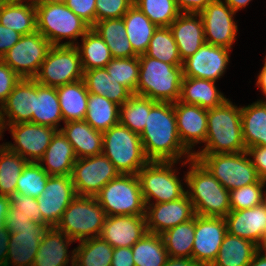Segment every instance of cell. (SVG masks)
Instances as JSON below:
<instances>
[{
	"instance_id": "40",
	"label": "cell",
	"mask_w": 266,
	"mask_h": 266,
	"mask_svg": "<svg viewBox=\"0 0 266 266\" xmlns=\"http://www.w3.org/2000/svg\"><path fill=\"white\" fill-rule=\"evenodd\" d=\"M169 257L192 258L195 217L161 234Z\"/></svg>"
},
{
	"instance_id": "10",
	"label": "cell",
	"mask_w": 266,
	"mask_h": 266,
	"mask_svg": "<svg viewBox=\"0 0 266 266\" xmlns=\"http://www.w3.org/2000/svg\"><path fill=\"white\" fill-rule=\"evenodd\" d=\"M106 216H145V203L137 175L120 174L95 196Z\"/></svg>"
},
{
	"instance_id": "23",
	"label": "cell",
	"mask_w": 266,
	"mask_h": 266,
	"mask_svg": "<svg viewBox=\"0 0 266 266\" xmlns=\"http://www.w3.org/2000/svg\"><path fill=\"white\" fill-rule=\"evenodd\" d=\"M34 105L35 79H20L1 105V118L4 128L6 125L32 123Z\"/></svg>"
},
{
	"instance_id": "39",
	"label": "cell",
	"mask_w": 266,
	"mask_h": 266,
	"mask_svg": "<svg viewBox=\"0 0 266 266\" xmlns=\"http://www.w3.org/2000/svg\"><path fill=\"white\" fill-rule=\"evenodd\" d=\"M81 39L82 44L77 43L75 46L81 58L83 71L105 68L113 59L110 49L93 28Z\"/></svg>"
},
{
	"instance_id": "61",
	"label": "cell",
	"mask_w": 266,
	"mask_h": 266,
	"mask_svg": "<svg viewBox=\"0 0 266 266\" xmlns=\"http://www.w3.org/2000/svg\"><path fill=\"white\" fill-rule=\"evenodd\" d=\"M9 206H10V197L0 195V227H4Z\"/></svg>"
},
{
	"instance_id": "34",
	"label": "cell",
	"mask_w": 266,
	"mask_h": 266,
	"mask_svg": "<svg viewBox=\"0 0 266 266\" xmlns=\"http://www.w3.org/2000/svg\"><path fill=\"white\" fill-rule=\"evenodd\" d=\"M241 120L246 149L266 146V101L258 99L241 107Z\"/></svg>"
},
{
	"instance_id": "48",
	"label": "cell",
	"mask_w": 266,
	"mask_h": 266,
	"mask_svg": "<svg viewBox=\"0 0 266 266\" xmlns=\"http://www.w3.org/2000/svg\"><path fill=\"white\" fill-rule=\"evenodd\" d=\"M48 173L36 162H28L18 178L16 192L37 199L45 189Z\"/></svg>"
},
{
	"instance_id": "65",
	"label": "cell",
	"mask_w": 266,
	"mask_h": 266,
	"mask_svg": "<svg viewBox=\"0 0 266 266\" xmlns=\"http://www.w3.org/2000/svg\"><path fill=\"white\" fill-rule=\"evenodd\" d=\"M258 247H259V250L266 252V232H265L263 239H262V241Z\"/></svg>"
},
{
	"instance_id": "13",
	"label": "cell",
	"mask_w": 266,
	"mask_h": 266,
	"mask_svg": "<svg viewBox=\"0 0 266 266\" xmlns=\"http://www.w3.org/2000/svg\"><path fill=\"white\" fill-rule=\"evenodd\" d=\"M119 175L114 164L104 154H99L76 159L71 180L76 195L95 197L108 182Z\"/></svg>"
},
{
	"instance_id": "56",
	"label": "cell",
	"mask_w": 266,
	"mask_h": 266,
	"mask_svg": "<svg viewBox=\"0 0 266 266\" xmlns=\"http://www.w3.org/2000/svg\"><path fill=\"white\" fill-rule=\"evenodd\" d=\"M21 34L0 23V59L21 38Z\"/></svg>"
},
{
	"instance_id": "9",
	"label": "cell",
	"mask_w": 266,
	"mask_h": 266,
	"mask_svg": "<svg viewBox=\"0 0 266 266\" xmlns=\"http://www.w3.org/2000/svg\"><path fill=\"white\" fill-rule=\"evenodd\" d=\"M193 158L199 160L228 191L260 180L247 151L193 154Z\"/></svg>"
},
{
	"instance_id": "64",
	"label": "cell",
	"mask_w": 266,
	"mask_h": 266,
	"mask_svg": "<svg viewBox=\"0 0 266 266\" xmlns=\"http://www.w3.org/2000/svg\"><path fill=\"white\" fill-rule=\"evenodd\" d=\"M248 266H266V252L258 250Z\"/></svg>"
},
{
	"instance_id": "30",
	"label": "cell",
	"mask_w": 266,
	"mask_h": 266,
	"mask_svg": "<svg viewBox=\"0 0 266 266\" xmlns=\"http://www.w3.org/2000/svg\"><path fill=\"white\" fill-rule=\"evenodd\" d=\"M61 121H63V117L56 87L41 85L35 80V105L32 123L60 130Z\"/></svg>"
},
{
	"instance_id": "49",
	"label": "cell",
	"mask_w": 266,
	"mask_h": 266,
	"mask_svg": "<svg viewBox=\"0 0 266 266\" xmlns=\"http://www.w3.org/2000/svg\"><path fill=\"white\" fill-rule=\"evenodd\" d=\"M266 181L260 179L257 183L233 189L230 191V209L243 210L260 205L266 201Z\"/></svg>"
},
{
	"instance_id": "2",
	"label": "cell",
	"mask_w": 266,
	"mask_h": 266,
	"mask_svg": "<svg viewBox=\"0 0 266 266\" xmlns=\"http://www.w3.org/2000/svg\"><path fill=\"white\" fill-rule=\"evenodd\" d=\"M189 163L184 182L186 193L191 200L196 215L224 218L230 211V191H228L197 159L182 161Z\"/></svg>"
},
{
	"instance_id": "12",
	"label": "cell",
	"mask_w": 266,
	"mask_h": 266,
	"mask_svg": "<svg viewBox=\"0 0 266 266\" xmlns=\"http://www.w3.org/2000/svg\"><path fill=\"white\" fill-rule=\"evenodd\" d=\"M52 44L38 31L22 35L1 58L21 79H34Z\"/></svg>"
},
{
	"instance_id": "63",
	"label": "cell",
	"mask_w": 266,
	"mask_h": 266,
	"mask_svg": "<svg viewBox=\"0 0 266 266\" xmlns=\"http://www.w3.org/2000/svg\"><path fill=\"white\" fill-rule=\"evenodd\" d=\"M235 13L244 9L252 0H223Z\"/></svg>"
},
{
	"instance_id": "7",
	"label": "cell",
	"mask_w": 266,
	"mask_h": 266,
	"mask_svg": "<svg viewBox=\"0 0 266 266\" xmlns=\"http://www.w3.org/2000/svg\"><path fill=\"white\" fill-rule=\"evenodd\" d=\"M106 218L95 197L76 195L67 206L56 228L74 241L99 237Z\"/></svg>"
},
{
	"instance_id": "11",
	"label": "cell",
	"mask_w": 266,
	"mask_h": 266,
	"mask_svg": "<svg viewBox=\"0 0 266 266\" xmlns=\"http://www.w3.org/2000/svg\"><path fill=\"white\" fill-rule=\"evenodd\" d=\"M83 74L76 46L52 45L34 79L41 85L58 87L83 79Z\"/></svg>"
},
{
	"instance_id": "17",
	"label": "cell",
	"mask_w": 266,
	"mask_h": 266,
	"mask_svg": "<svg viewBox=\"0 0 266 266\" xmlns=\"http://www.w3.org/2000/svg\"><path fill=\"white\" fill-rule=\"evenodd\" d=\"M230 49L204 43L182 63L184 77L207 79L216 82L225 74Z\"/></svg>"
},
{
	"instance_id": "35",
	"label": "cell",
	"mask_w": 266,
	"mask_h": 266,
	"mask_svg": "<svg viewBox=\"0 0 266 266\" xmlns=\"http://www.w3.org/2000/svg\"><path fill=\"white\" fill-rule=\"evenodd\" d=\"M104 40L113 58H131L138 56L127 39L123 18L97 21L92 27Z\"/></svg>"
},
{
	"instance_id": "4",
	"label": "cell",
	"mask_w": 266,
	"mask_h": 266,
	"mask_svg": "<svg viewBox=\"0 0 266 266\" xmlns=\"http://www.w3.org/2000/svg\"><path fill=\"white\" fill-rule=\"evenodd\" d=\"M139 64L136 95L156 102L175 103L179 100L182 64H168L145 54L139 55Z\"/></svg>"
},
{
	"instance_id": "59",
	"label": "cell",
	"mask_w": 266,
	"mask_h": 266,
	"mask_svg": "<svg viewBox=\"0 0 266 266\" xmlns=\"http://www.w3.org/2000/svg\"><path fill=\"white\" fill-rule=\"evenodd\" d=\"M10 232L5 227H0V266H5L9 246Z\"/></svg>"
},
{
	"instance_id": "54",
	"label": "cell",
	"mask_w": 266,
	"mask_h": 266,
	"mask_svg": "<svg viewBox=\"0 0 266 266\" xmlns=\"http://www.w3.org/2000/svg\"><path fill=\"white\" fill-rule=\"evenodd\" d=\"M247 152L259 178L266 181V146L249 147Z\"/></svg>"
},
{
	"instance_id": "62",
	"label": "cell",
	"mask_w": 266,
	"mask_h": 266,
	"mask_svg": "<svg viewBox=\"0 0 266 266\" xmlns=\"http://www.w3.org/2000/svg\"><path fill=\"white\" fill-rule=\"evenodd\" d=\"M257 87H259L265 96L264 101H266V59L264 58V66H262L261 71L259 72V75L257 76Z\"/></svg>"
},
{
	"instance_id": "31",
	"label": "cell",
	"mask_w": 266,
	"mask_h": 266,
	"mask_svg": "<svg viewBox=\"0 0 266 266\" xmlns=\"http://www.w3.org/2000/svg\"><path fill=\"white\" fill-rule=\"evenodd\" d=\"M0 23L21 35L36 32L35 1L0 3Z\"/></svg>"
},
{
	"instance_id": "68",
	"label": "cell",
	"mask_w": 266,
	"mask_h": 266,
	"mask_svg": "<svg viewBox=\"0 0 266 266\" xmlns=\"http://www.w3.org/2000/svg\"><path fill=\"white\" fill-rule=\"evenodd\" d=\"M3 139L2 136H0V140ZM5 148V143L0 145V153Z\"/></svg>"
},
{
	"instance_id": "29",
	"label": "cell",
	"mask_w": 266,
	"mask_h": 266,
	"mask_svg": "<svg viewBox=\"0 0 266 266\" xmlns=\"http://www.w3.org/2000/svg\"><path fill=\"white\" fill-rule=\"evenodd\" d=\"M215 84L211 80L183 76L178 101L207 110L215 108L228 99Z\"/></svg>"
},
{
	"instance_id": "8",
	"label": "cell",
	"mask_w": 266,
	"mask_h": 266,
	"mask_svg": "<svg viewBox=\"0 0 266 266\" xmlns=\"http://www.w3.org/2000/svg\"><path fill=\"white\" fill-rule=\"evenodd\" d=\"M174 161H149L136 174L145 205L164 203L181 198L186 189L178 177ZM174 167V169H173ZM155 200L152 202L151 200Z\"/></svg>"
},
{
	"instance_id": "32",
	"label": "cell",
	"mask_w": 266,
	"mask_h": 266,
	"mask_svg": "<svg viewBox=\"0 0 266 266\" xmlns=\"http://www.w3.org/2000/svg\"><path fill=\"white\" fill-rule=\"evenodd\" d=\"M83 81L89 93L103 96L121 106L133 94L118 83L106 68H94L84 71Z\"/></svg>"
},
{
	"instance_id": "19",
	"label": "cell",
	"mask_w": 266,
	"mask_h": 266,
	"mask_svg": "<svg viewBox=\"0 0 266 266\" xmlns=\"http://www.w3.org/2000/svg\"><path fill=\"white\" fill-rule=\"evenodd\" d=\"M145 206L147 231L159 235L178 224L193 219L196 215L187 193L177 200Z\"/></svg>"
},
{
	"instance_id": "27",
	"label": "cell",
	"mask_w": 266,
	"mask_h": 266,
	"mask_svg": "<svg viewBox=\"0 0 266 266\" xmlns=\"http://www.w3.org/2000/svg\"><path fill=\"white\" fill-rule=\"evenodd\" d=\"M76 159L73 146L62 131L57 130L44 155L37 163L49 176H68L71 175Z\"/></svg>"
},
{
	"instance_id": "52",
	"label": "cell",
	"mask_w": 266,
	"mask_h": 266,
	"mask_svg": "<svg viewBox=\"0 0 266 266\" xmlns=\"http://www.w3.org/2000/svg\"><path fill=\"white\" fill-rule=\"evenodd\" d=\"M71 11L85 21L91 28L96 23V0H64Z\"/></svg>"
},
{
	"instance_id": "42",
	"label": "cell",
	"mask_w": 266,
	"mask_h": 266,
	"mask_svg": "<svg viewBox=\"0 0 266 266\" xmlns=\"http://www.w3.org/2000/svg\"><path fill=\"white\" fill-rule=\"evenodd\" d=\"M74 266H111L114 248L99 237L79 241Z\"/></svg>"
},
{
	"instance_id": "6",
	"label": "cell",
	"mask_w": 266,
	"mask_h": 266,
	"mask_svg": "<svg viewBox=\"0 0 266 266\" xmlns=\"http://www.w3.org/2000/svg\"><path fill=\"white\" fill-rule=\"evenodd\" d=\"M102 154L120 174L136 175L149 162L140 135L120 123L103 132Z\"/></svg>"
},
{
	"instance_id": "66",
	"label": "cell",
	"mask_w": 266,
	"mask_h": 266,
	"mask_svg": "<svg viewBox=\"0 0 266 266\" xmlns=\"http://www.w3.org/2000/svg\"><path fill=\"white\" fill-rule=\"evenodd\" d=\"M4 131H6L4 129L3 123H2V118H1V106H0V136H3Z\"/></svg>"
},
{
	"instance_id": "44",
	"label": "cell",
	"mask_w": 266,
	"mask_h": 266,
	"mask_svg": "<svg viewBox=\"0 0 266 266\" xmlns=\"http://www.w3.org/2000/svg\"><path fill=\"white\" fill-rule=\"evenodd\" d=\"M144 54L168 64L183 63L169 27H157Z\"/></svg>"
},
{
	"instance_id": "43",
	"label": "cell",
	"mask_w": 266,
	"mask_h": 266,
	"mask_svg": "<svg viewBox=\"0 0 266 266\" xmlns=\"http://www.w3.org/2000/svg\"><path fill=\"white\" fill-rule=\"evenodd\" d=\"M155 103L156 101L148 97L133 94L119 107V123L140 135Z\"/></svg>"
},
{
	"instance_id": "37",
	"label": "cell",
	"mask_w": 266,
	"mask_h": 266,
	"mask_svg": "<svg viewBox=\"0 0 266 266\" xmlns=\"http://www.w3.org/2000/svg\"><path fill=\"white\" fill-rule=\"evenodd\" d=\"M122 18L133 51L138 56L144 54L157 26L136 5H133Z\"/></svg>"
},
{
	"instance_id": "14",
	"label": "cell",
	"mask_w": 266,
	"mask_h": 266,
	"mask_svg": "<svg viewBox=\"0 0 266 266\" xmlns=\"http://www.w3.org/2000/svg\"><path fill=\"white\" fill-rule=\"evenodd\" d=\"M14 143L5 142V147L19 154L28 162H38L44 155L57 129L31 122L6 125Z\"/></svg>"
},
{
	"instance_id": "60",
	"label": "cell",
	"mask_w": 266,
	"mask_h": 266,
	"mask_svg": "<svg viewBox=\"0 0 266 266\" xmlns=\"http://www.w3.org/2000/svg\"><path fill=\"white\" fill-rule=\"evenodd\" d=\"M164 266H200L193 258L168 257Z\"/></svg>"
},
{
	"instance_id": "22",
	"label": "cell",
	"mask_w": 266,
	"mask_h": 266,
	"mask_svg": "<svg viewBox=\"0 0 266 266\" xmlns=\"http://www.w3.org/2000/svg\"><path fill=\"white\" fill-rule=\"evenodd\" d=\"M147 232L145 216H106L100 237L113 248H131Z\"/></svg>"
},
{
	"instance_id": "50",
	"label": "cell",
	"mask_w": 266,
	"mask_h": 266,
	"mask_svg": "<svg viewBox=\"0 0 266 266\" xmlns=\"http://www.w3.org/2000/svg\"><path fill=\"white\" fill-rule=\"evenodd\" d=\"M133 5L132 0H96V22L122 18Z\"/></svg>"
},
{
	"instance_id": "16",
	"label": "cell",
	"mask_w": 266,
	"mask_h": 266,
	"mask_svg": "<svg viewBox=\"0 0 266 266\" xmlns=\"http://www.w3.org/2000/svg\"><path fill=\"white\" fill-rule=\"evenodd\" d=\"M227 234L224 218L195 215V237L192 258L200 266H211Z\"/></svg>"
},
{
	"instance_id": "26",
	"label": "cell",
	"mask_w": 266,
	"mask_h": 266,
	"mask_svg": "<svg viewBox=\"0 0 266 266\" xmlns=\"http://www.w3.org/2000/svg\"><path fill=\"white\" fill-rule=\"evenodd\" d=\"M181 60L193 55L204 43L205 33L199 13H181L169 26Z\"/></svg>"
},
{
	"instance_id": "69",
	"label": "cell",
	"mask_w": 266,
	"mask_h": 266,
	"mask_svg": "<svg viewBox=\"0 0 266 266\" xmlns=\"http://www.w3.org/2000/svg\"><path fill=\"white\" fill-rule=\"evenodd\" d=\"M34 1H64V0H34Z\"/></svg>"
},
{
	"instance_id": "25",
	"label": "cell",
	"mask_w": 266,
	"mask_h": 266,
	"mask_svg": "<svg viewBox=\"0 0 266 266\" xmlns=\"http://www.w3.org/2000/svg\"><path fill=\"white\" fill-rule=\"evenodd\" d=\"M73 242L75 241L61 230L50 227L41 239L32 266H68V263L74 266L75 249L71 254L68 253V247Z\"/></svg>"
},
{
	"instance_id": "53",
	"label": "cell",
	"mask_w": 266,
	"mask_h": 266,
	"mask_svg": "<svg viewBox=\"0 0 266 266\" xmlns=\"http://www.w3.org/2000/svg\"><path fill=\"white\" fill-rule=\"evenodd\" d=\"M20 79L21 78L0 59V106Z\"/></svg>"
},
{
	"instance_id": "47",
	"label": "cell",
	"mask_w": 266,
	"mask_h": 266,
	"mask_svg": "<svg viewBox=\"0 0 266 266\" xmlns=\"http://www.w3.org/2000/svg\"><path fill=\"white\" fill-rule=\"evenodd\" d=\"M105 68L111 77L135 94L139 80V56L113 58Z\"/></svg>"
},
{
	"instance_id": "67",
	"label": "cell",
	"mask_w": 266,
	"mask_h": 266,
	"mask_svg": "<svg viewBox=\"0 0 266 266\" xmlns=\"http://www.w3.org/2000/svg\"><path fill=\"white\" fill-rule=\"evenodd\" d=\"M30 0H0V3H10V2H25Z\"/></svg>"
},
{
	"instance_id": "58",
	"label": "cell",
	"mask_w": 266,
	"mask_h": 266,
	"mask_svg": "<svg viewBox=\"0 0 266 266\" xmlns=\"http://www.w3.org/2000/svg\"><path fill=\"white\" fill-rule=\"evenodd\" d=\"M214 0H176L181 13H200Z\"/></svg>"
},
{
	"instance_id": "57",
	"label": "cell",
	"mask_w": 266,
	"mask_h": 266,
	"mask_svg": "<svg viewBox=\"0 0 266 266\" xmlns=\"http://www.w3.org/2000/svg\"><path fill=\"white\" fill-rule=\"evenodd\" d=\"M111 266H135L130 247L114 248Z\"/></svg>"
},
{
	"instance_id": "45",
	"label": "cell",
	"mask_w": 266,
	"mask_h": 266,
	"mask_svg": "<svg viewBox=\"0 0 266 266\" xmlns=\"http://www.w3.org/2000/svg\"><path fill=\"white\" fill-rule=\"evenodd\" d=\"M28 161L6 147L0 153V195L11 197L16 192L19 176Z\"/></svg>"
},
{
	"instance_id": "51",
	"label": "cell",
	"mask_w": 266,
	"mask_h": 266,
	"mask_svg": "<svg viewBox=\"0 0 266 266\" xmlns=\"http://www.w3.org/2000/svg\"><path fill=\"white\" fill-rule=\"evenodd\" d=\"M10 207L13 210H19L24 215H27L31 221L47 224L42 217L41 210L38 207L37 199L29 196H24L18 192H15L10 197Z\"/></svg>"
},
{
	"instance_id": "24",
	"label": "cell",
	"mask_w": 266,
	"mask_h": 266,
	"mask_svg": "<svg viewBox=\"0 0 266 266\" xmlns=\"http://www.w3.org/2000/svg\"><path fill=\"white\" fill-rule=\"evenodd\" d=\"M227 233L260 245L266 232V201L243 210H231L225 217Z\"/></svg>"
},
{
	"instance_id": "21",
	"label": "cell",
	"mask_w": 266,
	"mask_h": 266,
	"mask_svg": "<svg viewBox=\"0 0 266 266\" xmlns=\"http://www.w3.org/2000/svg\"><path fill=\"white\" fill-rule=\"evenodd\" d=\"M173 106L179 138L193 154L195 150L192 148L206 141L207 109L180 101L173 103Z\"/></svg>"
},
{
	"instance_id": "28",
	"label": "cell",
	"mask_w": 266,
	"mask_h": 266,
	"mask_svg": "<svg viewBox=\"0 0 266 266\" xmlns=\"http://www.w3.org/2000/svg\"><path fill=\"white\" fill-rule=\"evenodd\" d=\"M63 124L60 130L73 146L77 159L102 154V132L93 129L85 120Z\"/></svg>"
},
{
	"instance_id": "55",
	"label": "cell",
	"mask_w": 266,
	"mask_h": 266,
	"mask_svg": "<svg viewBox=\"0 0 266 266\" xmlns=\"http://www.w3.org/2000/svg\"><path fill=\"white\" fill-rule=\"evenodd\" d=\"M4 227L10 232L13 228L32 227V221L21 211L13 210L9 206Z\"/></svg>"
},
{
	"instance_id": "46",
	"label": "cell",
	"mask_w": 266,
	"mask_h": 266,
	"mask_svg": "<svg viewBox=\"0 0 266 266\" xmlns=\"http://www.w3.org/2000/svg\"><path fill=\"white\" fill-rule=\"evenodd\" d=\"M134 5L157 27H169L181 14L176 0H137Z\"/></svg>"
},
{
	"instance_id": "5",
	"label": "cell",
	"mask_w": 266,
	"mask_h": 266,
	"mask_svg": "<svg viewBox=\"0 0 266 266\" xmlns=\"http://www.w3.org/2000/svg\"><path fill=\"white\" fill-rule=\"evenodd\" d=\"M35 8L37 31L52 45L75 46L77 39L91 29L63 1H35ZM65 38L70 40L61 42Z\"/></svg>"
},
{
	"instance_id": "20",
	"label": "cell",
	"mask_w": 266,
	"mask_h": 266,
	"mask_svg": "<svg viewBox=\"0 0 266 266\" xmlns=\"http://www.w3.org/2000/svg\"><path fill=\"white\" fill-rule=\"evenodd\" d=\"M50 228L48 224L32 221V227L13 228L5 266H32L41 239Z\"/></svg>"
},
{
	"instance_id": "1",
	"label": "cell",
	"mask_w": 266,
	"mask_h": 266,
	"mask_svg": "<svg viewBox=\"0 0 266 266\" xmlns=\"http://www.w3.org/2000/svg\"><path fill=\"white\" fill-rule=\"evenodd\" d=\"M140 138L149 161L179 162L182 157L186 161L193 158L179 138L173 103L156 102L151 107Z\"/></svg>"
},
{
	"instance_id": "41",
	"label": "cell",
	"mask_w": 266,
	"mask_h": 266,
	"mask_svg": "<svg viewBox=\"0 0 266 266\" xmlns=\"http://www.w3.org/2000/svg\"><path fill=\"white\" fill-rule=\"evenodd\" d=\"M135 266H164L168 253L161 235L147 232L132 247Z\"/></svg>"
},
{
	"instance_id": "38",
	"label": "cell",
	"mask_w": 266,
	"mask_h": 266,
	"mask_svg": "<svg viewBox=\"0 0 266 266\" xmlns=\"http://www.w3.org/2000/svg\"><path fill=\"white\" fill-rule=\"evenodd\" d=\"M119 107L106 97L89 93L84 120L93 129L103 133L119 123Z\"/></svg>"
},
{
	"instance_id": "3",
	"label": "cell",
	"mask_w": 266,
	"mask_h": 266,
	"mask_svg": "<svg viewBox=\"0 0 266 266\" xmlns=\"http://www.w3.org/2000/svg\"><path fill=\"white\" fill-rule=\"evenodd\" d=\"M204 148L193 154L239 153L247 151L243 139L241 107L229 98L207 110V136Z\"/></svg>"
},
{
	"instance_id": "36",
	"label": "cell",
	"mask_w": 266,
	"mask_h": 266,
	"mask_svg": "<svg viewBox=\"0 0 266 266\" xmlns=\"http://www.w3.org/2000/svg\"><path fill=\"white\" fill-rule=\"evenodd\" d=\"M258 250L252 241L227 233L211 266H248Z\"/></svg>"
},
{
	"instance_id": "33",
	"label": "cell",
	"mask_w": 266,
	"mask_h": 266,
	"mask_svg": "<svg viewBox=\"0 0 266 266\" xmlns=\"http://www.w3.org/2000/svg\"><path fill=\"white\" fill-rule=\"evenodd\" d=\"M63 122L84 120L88 90L83 79L56 87Z\"/></svg>"
},
{
	"instance_id": "18",
	"label": "cell",
	"mask_w": 266,
	"mask_h": 266,
	"mask_svg": "<svg viewBox=\"0 0 266 266\" xmlns=\"http://www.w3.org/2000/svg\"><path fill=\"white\" fill-rule=\"evenodd\" d=\"M75 196L71 175L49 176L45 189L37 198L43 220L50 227H56Z\"/></svg>"
},
{
	"instance_id": "15",
	"label": "cell",
	"mask_w": 266,
	"mask_h": 266,
	"mask_svg": "<svg viewBox=\"0 0 266 266\" xmlns=\"http://www.w3.org/2000/svg\"><path fill=\"white\" fill-rule=\"evenodd\" d=\"M199 14L206 43L232 50L238 32V21L233 19L236 13L224 1L214 0Z\"/></svg>"
}]
</instances>
